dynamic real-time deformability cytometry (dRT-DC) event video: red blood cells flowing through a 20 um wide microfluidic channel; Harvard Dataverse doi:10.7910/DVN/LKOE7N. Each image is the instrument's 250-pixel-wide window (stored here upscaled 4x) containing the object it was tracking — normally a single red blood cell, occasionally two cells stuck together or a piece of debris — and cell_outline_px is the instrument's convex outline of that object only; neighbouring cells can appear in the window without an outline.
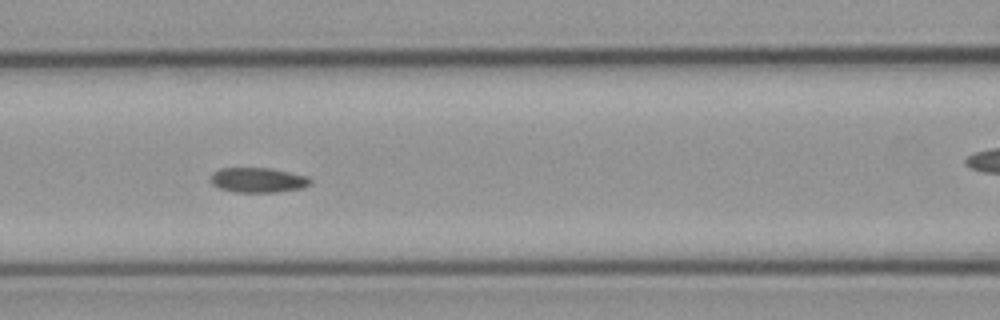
{"species": "common noctule bat (a hibernating species)", "species_latin": "Nyctalus noctula", "temperature_condition": "cold", "stored_images_in_passage": 10, "camera_frame_rate_fps": 3000, "um_per_image_px": 0.085, "animal": {"sex": "male", "body_mass_g": 23.1, "forearm_length_mm": 52.7}, "frame": {"image": 1, "passage_image": 7, "time_ms": 6.667, "image_size_px": [1000, 320], "cell_outline_px": [[312, 184], [304, 188], [276, 192], [236, 192], [220, 188], [212, 184], [212, 172], [220, 168], [272, 168], [308, 176], [312, 180]], "centroid_in_image_um": [21.99, 15.3], "position_along_channel_um": 144.6, "area_um2": 14.57}}
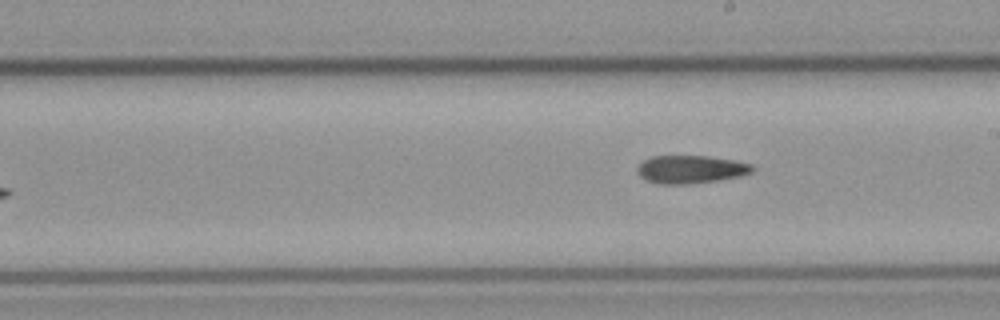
{"frame": {"image": 2, "passage_image": 10, "time_ms": 10.667, "image_size_px": [1000, 320], "cell_outline_px": [[756, 168], [752, 172], [740, 176], [720, 180], [688, 184], [656, 184], [644, 180], [636, 172], [636, 168], [644, 160], [652, 156], [708, 156], [732, 160], [752, 164]], "centroid_in_image_um": [58.69, 14.4], "position_along_channel_um": 230.3, "area_um2": 18.96}}